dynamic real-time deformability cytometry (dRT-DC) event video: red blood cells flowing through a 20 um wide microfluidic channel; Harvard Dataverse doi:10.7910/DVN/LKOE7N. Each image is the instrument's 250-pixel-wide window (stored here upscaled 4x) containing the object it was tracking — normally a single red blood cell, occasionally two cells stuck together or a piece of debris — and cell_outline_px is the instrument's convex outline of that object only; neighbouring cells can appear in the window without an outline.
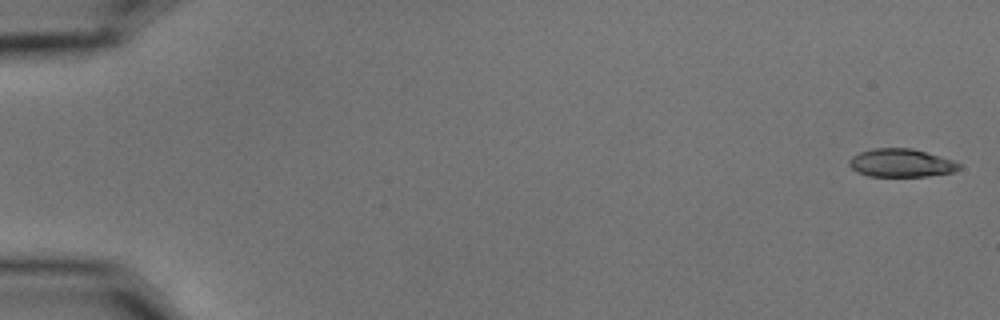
{"species": "common noctule bat (a hibernating species)", "species_latin": "Nyctalus noctula", "temperature_condition": "cold", "stored_images_in_passage": 6, "segment_of_instrument_passage": [2, 2], "camera_frame_rate_fps": 3000, "um_per_image_px": 0.085, "animal": {"sex": "male", "body_mass_g": 15.6}, "frame": {"image": 1, "passage_image": 6, "time_ms": 1.667, "image_size_px": [1000, 320], "cell_outline_px": [[960, 168], [952, 172], [928, 176], [868, 176], [856, 172], [848, 164], [848, 160], [852, 156], [860, 152], [876, 148], [912, 148], [940, 156], [952, 160], [960, 164]], "centroid_in_image_um": [76.56, 13.85], "position_along_channel_um": 8.4, "area_um2": 17.98}}